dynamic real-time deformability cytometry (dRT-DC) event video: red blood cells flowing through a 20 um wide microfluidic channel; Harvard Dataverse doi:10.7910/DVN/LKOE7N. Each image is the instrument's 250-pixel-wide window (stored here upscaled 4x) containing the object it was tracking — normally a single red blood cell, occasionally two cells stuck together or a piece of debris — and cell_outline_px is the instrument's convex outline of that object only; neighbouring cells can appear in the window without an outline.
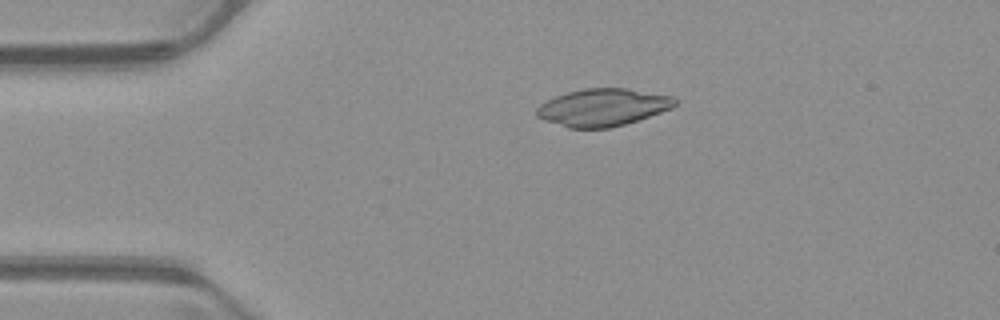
{"species": "common noctule bat (a hibernating species)", "species_latin": "Nyctalus noctula", "temperature_condition": "warm", "stored_images_in_passage": 45, "camera_frame_rate_fps": 3000, "um_per_image_px": 0.085, "animal": {"sex": "male", "body_mass_g": 23.1, "forearm_length_mm": 52.7}, "frame": {"image": 1, "passage_image": 4, "time_ms": 1.0, "image_size_px": [1000, 320], "cell_outline_px": [[676, 104], [672, 108], [624, 124], [608, 128], [568, 128], [544, 120], [536, 116], [536, 108], [540, 104], [556, 96], [568, 92], [584, 88], [628, 88], [672, 96], [676, 100]], "centroid_in_image_um": [51.21, 9.12], "position_along_channel_um": 33.8, "area_um2": 29.94}}
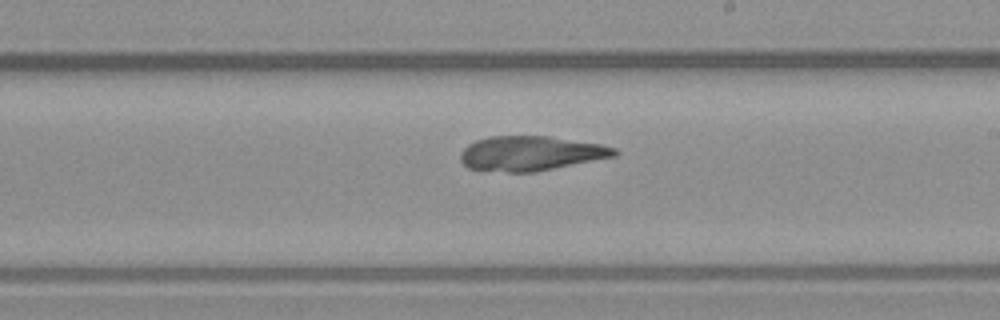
{"frame": {"image": 2, "passage_image": 23, "time_ms": 7.333, "image_size_px": [1000, 320], "cell_outline_px": [[620, 152], [616, 156], [536, 172], [508, 172], [468, 168], [460, 160], [460, 152], [468, 144], [476, 140], [492, 136], [548, 136], [600, 144], [616, 148]], "centroid_in_image_um": [45.12, 13.04], "position_along_channel_um": 243.9, "area_um2": 31.1}}
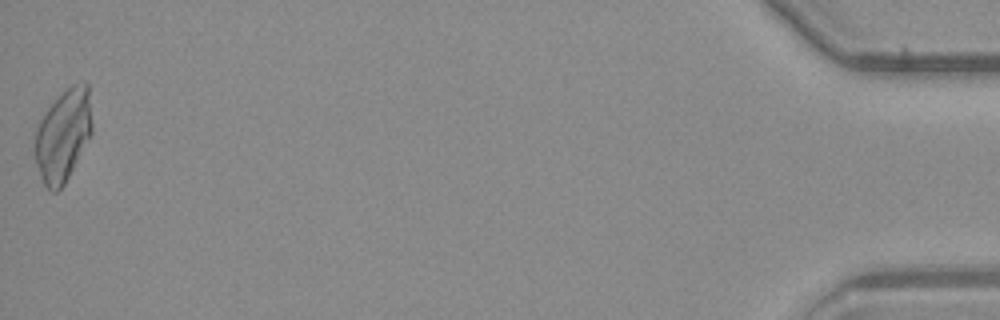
{"frame": {"image": 3, "passage_image": 45, "time_ms": 14.667, "image_size_px": [1000, 320], "cell_outline_px": [[92, 132], [64, 184], [56, 192], [52, 192], [44, 184], [40, 176], [36, 164], [36, 128], [44, 112], [72, 84], [84, 80], [88, 80], [92, 124]], "centroid_in_image_um": [5.38, 11.47], "position_along_channel_um": 429.8, "area_um2": 30.23}}